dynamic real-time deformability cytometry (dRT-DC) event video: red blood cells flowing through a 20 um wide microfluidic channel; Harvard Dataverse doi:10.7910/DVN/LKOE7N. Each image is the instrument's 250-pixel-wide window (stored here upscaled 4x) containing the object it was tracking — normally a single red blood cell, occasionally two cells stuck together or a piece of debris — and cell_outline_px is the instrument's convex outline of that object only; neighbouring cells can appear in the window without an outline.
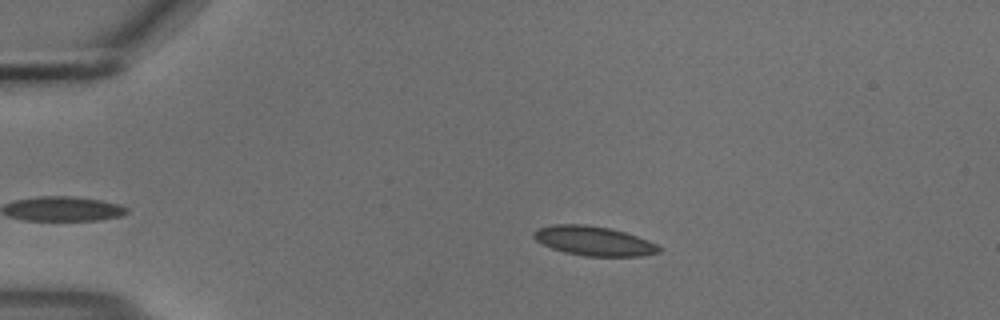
{"species": "common noctule bat (a hibernating species)", "species_latin": "Nyctalus noctula", "temperature_condition": "cold", "stored_images_in_passage": 43, "camera_frame_rate_fps": 3000, "um_per_image_px": 0.085, "animal": {"sex": "male", "body_mass_g": 18.8}, "frame": {"image": 1, "passage_image": 6, "time_ms": 1.667, "image_size_px": [1000, 320], "cell_outline_px": [[660, 252], [644, 256], [584, 256], [564, 252], [552, 248], [536, 240], [532, 236], [532, 232], [536, 228], [552, 224], [584, 224], [608, 228], [624, 232], [648, 240], [656, 244], [660, 248]], "centroid_in_image_um": [50.43, 20.47], "position_along_channel_um": 34.6, "area_um2": 21.44}}
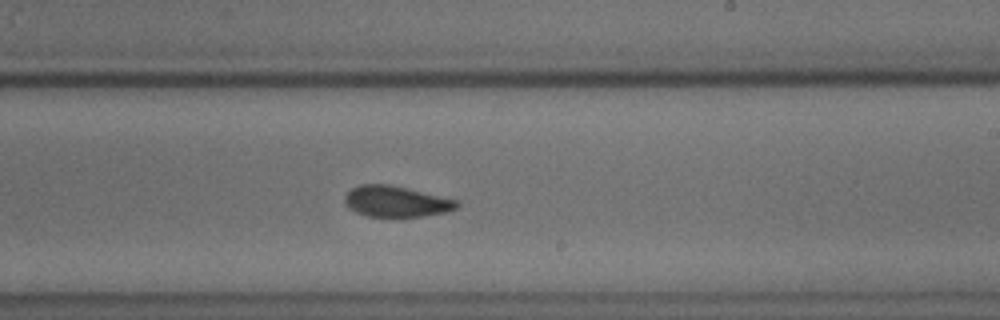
{"frame": {"image": 2, "passage_image": 28, "time_ms": 9.0, "image_size_px": [1000, 320], "cell_outline_px": [[460, 204], [456, 208], [448, 212], [424, 216], [392, 220], [364, 216], [348, 208], [344, 204], [344, 196], [352, 188], [360, 184], [392, 184], [460, 200]], "centroid_in_image_um": [33.68, 17.17], "position_along_channel_um": 255.3, "area_um2": 21.44}}
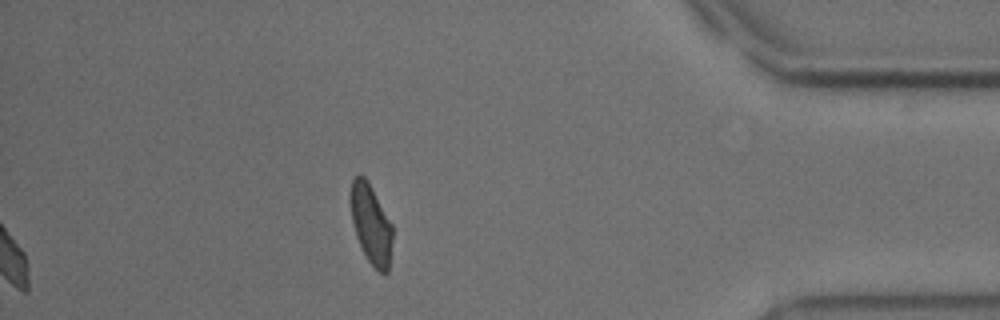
{"frame": {"image": 3, "passage_image": 43, "time_ms": 14.0, "image_size_px": [1000, 320], "cell_outline_px": [[392, 240], [388, 272], [380, 272], [368, 260], [356, 236], [352, 220], [352, 180], [360, 172], [368, 180], [392, 224]], "centroid_in_image_um": [31.56, 19.03], "position_along_channel_um": 403.6, "area_um2": 18.9}, "authors_computed_cell_mechanics": {"area_um2": 21.097, "velocity_mm_per_s": 3.6849, "shape_relaxation_time_tau1_ms": 5.5949, "shape_relaxation_time_tau2_ms": 1.6861, "deformation_change_tau1": 0.1376, "deformation_change_tau2": 0.0565}}